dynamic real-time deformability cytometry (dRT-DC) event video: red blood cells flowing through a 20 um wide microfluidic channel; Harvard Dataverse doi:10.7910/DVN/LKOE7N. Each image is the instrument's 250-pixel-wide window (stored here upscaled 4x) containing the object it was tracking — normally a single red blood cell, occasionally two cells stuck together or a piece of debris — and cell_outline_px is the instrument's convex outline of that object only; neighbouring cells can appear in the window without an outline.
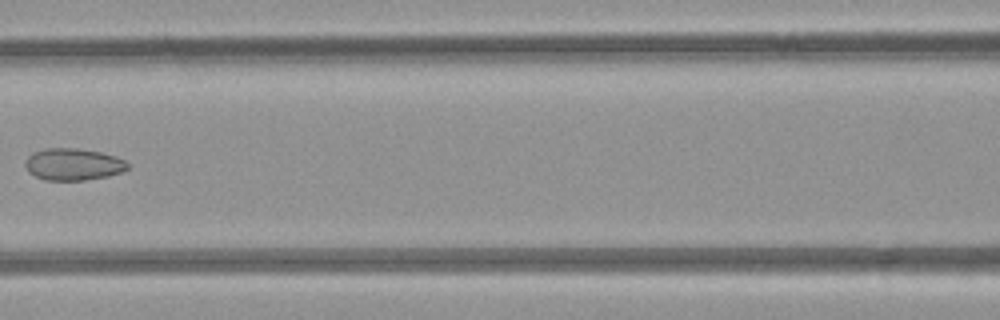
{"species": "common noctule bat (a hibernating species)", "species_latin": "Nyctalus noctula", "temperature_condition": "room temperature", "stored_images_in_passage": 6, "camera_frame_rate_fps": 3000, "um_per_image_px": 0.085, "animal": {"sex": "female", "body_mass_g": 21.9}, "frame": {"image": 1, "passage_image": 5, "time_ms": 4.667, "image_size_px": [1000, 320], "cell_outline_px": [[128, 168], [120, 172], [108, 176], [84, 180], [44, 180], [28, 172], [24, 164], [24, 160], [32, 152], [44, 148], [76, 148], [100, 152], [116, 156], [124, 160], [128, 164]], "centroid_in_image_um": [6.18, 13.96], "position_along_channel_um": 160.4, "area_um2": 19.13}}
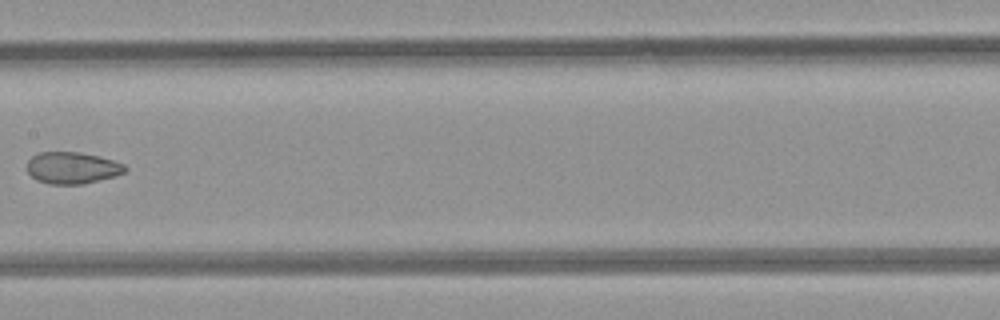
{"frame": {"image": 2, "passage_image": 6, "time_ms": 5.667, "image_size_px": [1000, 320], "cell_outline_px": [[128, 168], [124, 172], [112, 176], [80, 184], [48, 184], [36, 180], [28, 172], [28, 160], [32, 156], [40, 152], [76, 152], [100, 156], [124, 164]], "centroid_in_image_um": [6.11, 14.26], "position_along_channel_um": 201.3, "area_um2": 17.86}}